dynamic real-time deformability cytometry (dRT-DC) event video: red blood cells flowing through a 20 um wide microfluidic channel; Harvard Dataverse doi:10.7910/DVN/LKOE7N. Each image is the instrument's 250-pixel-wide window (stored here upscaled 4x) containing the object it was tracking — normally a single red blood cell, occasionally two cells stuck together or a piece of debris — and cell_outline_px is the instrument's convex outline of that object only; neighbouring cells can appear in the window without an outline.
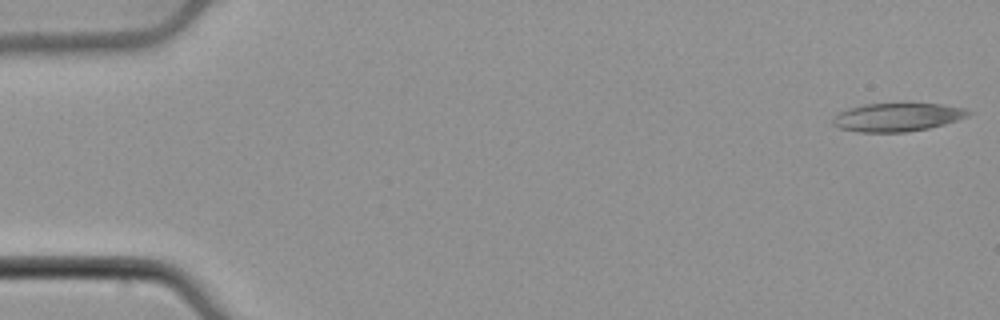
{"species": "common noctule bat (a hibernating species)", "species_latin": "Nyctalus noctula", "temperature_condition": "cold", "stored_images_in_passage": 53, "camera_frame_rate_fps": 3000, "um_per_image_px": 0.085, "animal": {"sex": "male", "body_mass_g": 21.5, "forearm_length_mm": 52.0}, "frame": {"image": 1, "passage_image": 1, "time_ms": 0.0, "image_size_px": [1000, 320], "cell_outline_px": [[972, 112], [968, 116], [944, 124], [928, 128], [904, 132], [860, 132], [840, 128], [832, 124], [832, 116], [848, 108], [864, 104], [940, 104], [964, 108]], "centroid_in_image_um": [76.23, 9.96], "position_along_channel_um": 8.8, "area_um2": 22.2}}
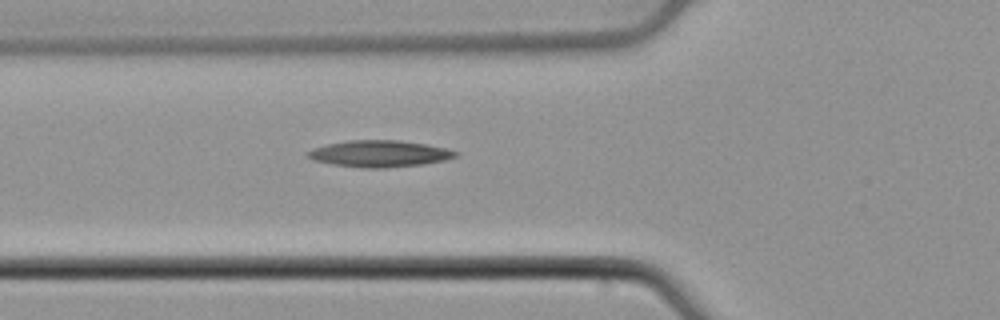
{"frame": {"image": 2, "passage_image": 19, "time_ms": 6.0, "image_size_px": [1000, 320], "cell_outline_px": [[460, 152], [456, 156], [444, 160], [424, 164], [384, 168], [360, 168], [332, 164], [312, 160], [304, 156], [312, 148], [328, 144], [348, 140], [400, 140], [448, 148]], "centroid_in_image_um": [32.24, 13.06], "position_along_channel_um": 93.6, "area_um2": 23.06}}
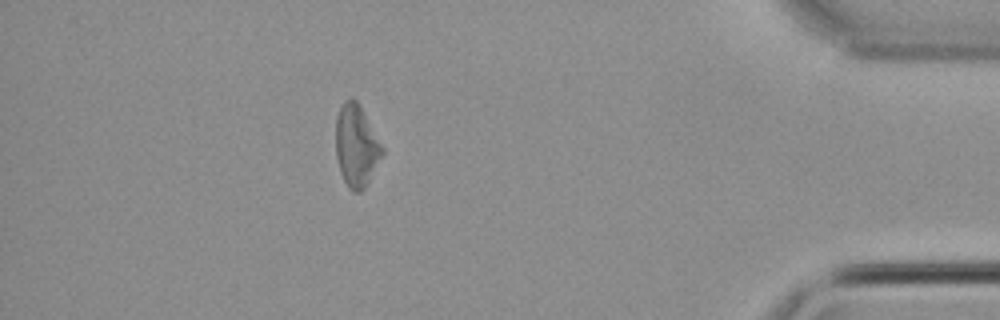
{"frame": {"image": 3, "passage_image": 47, "time_ms": 15.333, "image_size_px": [1000, 320], "cell_outline_px": [[384, 152], [364, 188], [360, 192], [352, 192], [348, 188], [340, 172], [336, 156], [336, 116], [340, 104], [344, 100], [352, 96], [360, 104], [384, 148]], "centroid_in_image_um": [30.27, 12.34], "position_along_channel_um": 404.9, "area_um2": 22.37}}